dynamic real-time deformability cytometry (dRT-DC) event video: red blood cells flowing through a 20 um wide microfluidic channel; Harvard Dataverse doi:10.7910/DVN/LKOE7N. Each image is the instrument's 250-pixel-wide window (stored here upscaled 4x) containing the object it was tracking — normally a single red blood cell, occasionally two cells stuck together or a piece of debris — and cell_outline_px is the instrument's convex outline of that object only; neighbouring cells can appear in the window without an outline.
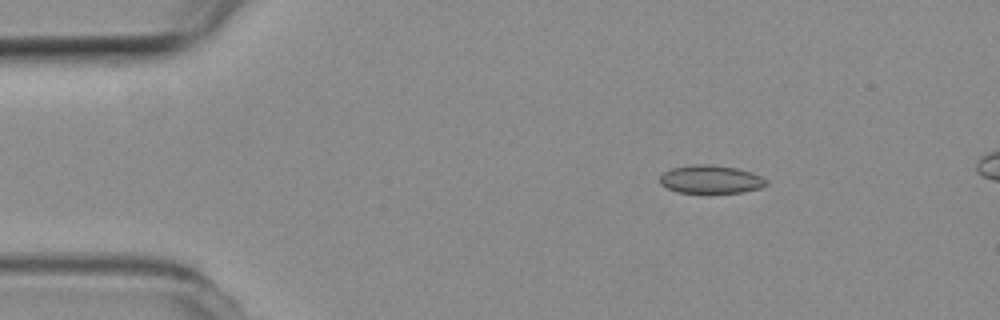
{"species": "common noctule bat (a hibernating species)", "species_latin": "Nyctalus noctula", "temperature_condition": "room temperature", "stored_images_in_passage": 9, "camera_frame_rate_fps": 3000, "um_per_image_px": 0.085, "animal": {"sex": "female", "body_mass_g": 19.3, "forearm_length_mm": 54.1}, "frame": {"image": 1, "passage_image": 1, "time_ms": 0.0, "image_size_px": [1000, 320], "cell_outline_px": [[768, 184], [760, 188], [744, 192], [676, 192], [660, 184], [660, 176], [664, 172], [672, 168], [700, 164], [712, 164], [736, 168], [752, 172], [768, 180]], "centroid_in_image_um": [60.44, 15.24], "position_along_channel_um": 24.6, "area_um2": 17.34}}